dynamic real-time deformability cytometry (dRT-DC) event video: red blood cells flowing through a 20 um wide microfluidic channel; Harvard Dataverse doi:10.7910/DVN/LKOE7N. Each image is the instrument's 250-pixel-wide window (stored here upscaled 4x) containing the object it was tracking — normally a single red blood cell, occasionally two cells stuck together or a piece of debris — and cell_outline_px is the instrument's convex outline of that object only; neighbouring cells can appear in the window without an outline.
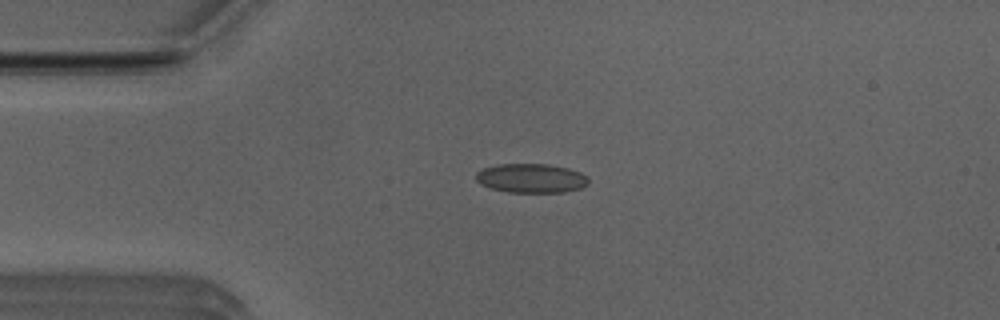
{"species": "Egyptian fruit bat (a non-hibernating species)", "species_latin": "Rousettus aegyptiacus", "temperature_condition": "room temperature", "stored_images_in_passage": 41, "camera_frame_rate_fps": 3000, "um_per_image_px": 0.085, "animal": {"sex": "male"}, "frame": {"image": 1, "passage_image": 2, "time_ms": 0.333, "image_size_px": [1000, 320], "cell_outline_px": [[588, 184], [580, 188], [564, 192], [508, 192], [492, 188], [480, 184], [476, 180], [476, 172], [484, 168], [500, 164], [548, 164], [568, 168], [580, 172], [588, 176]], "centroid_in_image_um": [45.16, 15.14], "position_along_channel_um": 39.8, "area_um2": 19.07}}
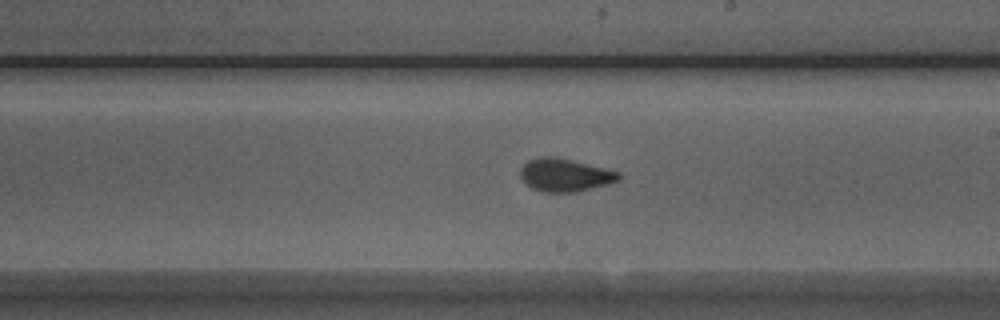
{"frame": {"image": 2, "passage_image": 19, "time_ms": 6.0, "image_size_px": [1000, 320], "cell_outline_px": [[620, 180], [608, 184], [576, 192], [544, 192], [532, 188], [520, 176], [520, 168], [528, 160], [540, 156], [556, 156], [620, 172]], "centroid_in_image_um": [48.01, 14.87], "position_along_channel_um": 241.0, "area_um2": 18.84}}
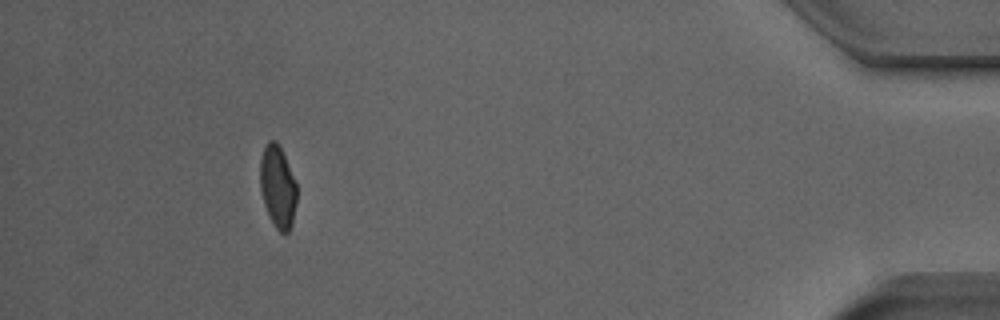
{"frame": {"image": 3, "passage_image": 37, "time_ms": 12.0, "image_size_px": [1000, 320], "cell_outline_px": [[296, 204], [292, 224], [288, 232], [280, 232], [276, 228], [268, 216], [264, 204], [260, 188], [260, 160], [264, 148], [268, 140], [276, 140], [284, 156], [296, 184]], "centroid_in_image_um": [23.59, 15.89], "position_along_channel_um": 411.6, "area_um2": 17.4}, "authors_computed_cell_mechanics": {"area_um2": 18.496, "velocity_mm_per_s": 3.9629, "shape_relaxation_time_tau1_ms": 3.098, "shape_relaxation_time_tau2_ms": 1.0339, "deformation_change_tau1": 0.1052, "deformation_change_tau2": 0.0431}}